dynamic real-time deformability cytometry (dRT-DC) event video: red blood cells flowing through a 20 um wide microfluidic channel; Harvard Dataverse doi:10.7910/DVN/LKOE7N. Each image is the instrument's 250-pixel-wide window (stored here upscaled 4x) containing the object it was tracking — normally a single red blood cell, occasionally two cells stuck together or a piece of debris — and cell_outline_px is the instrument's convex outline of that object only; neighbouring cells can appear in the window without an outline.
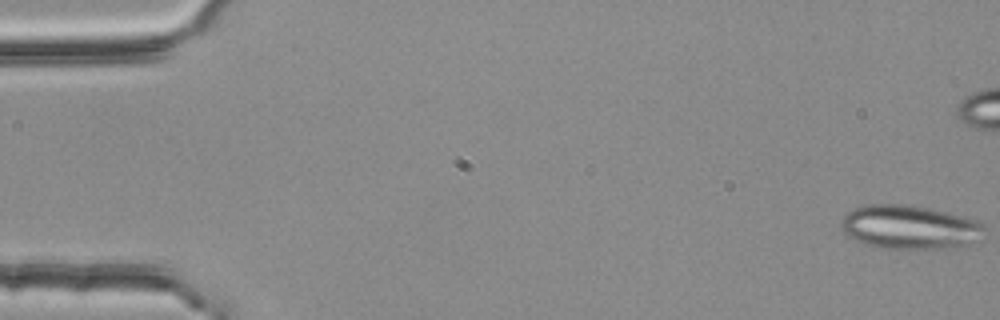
{"species": "common noctule bat (a hibernating species)", "species_latin": "Nyctalus noctula", "temperature_condition": "room temperature", "stored_images_in_passage": 5, "camera_frame_rate_fps": 3000, "um_per_image_px": 0.085, "animal": {"sex": "female", "body_mass_g": 25.1}, "frame": {"image": 1, "passage_image": 1, "time_ms": 0.0, "image_size_px": [1000, 320], "cell_outline_px": [[984, 240], [956, 248], [884, 248], [864, 244], [848, 236], [840, 228], [840, 220], [848, 212], [856, 208], [868, 204], [908, 204], [928, 208], [976, 220], [984, 224]], "centroid_in_image_um": [77.35, 19.32], "position_along_channel_um": 7.7, "area_um2": 36.82}}